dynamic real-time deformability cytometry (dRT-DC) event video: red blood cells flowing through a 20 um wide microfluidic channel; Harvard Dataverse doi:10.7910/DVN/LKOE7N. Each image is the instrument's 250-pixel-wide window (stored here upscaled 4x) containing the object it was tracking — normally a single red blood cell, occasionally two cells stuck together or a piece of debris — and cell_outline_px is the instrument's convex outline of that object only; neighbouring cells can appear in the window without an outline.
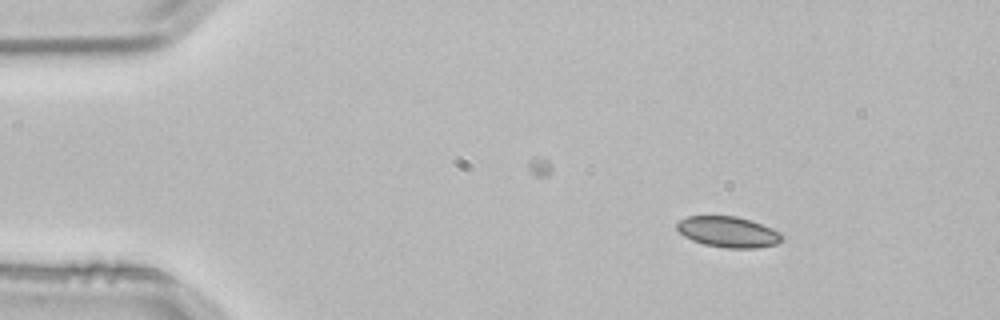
{"species": "common noctule bat (a hibernating species)", "species_latin": "Nyctalus noctula", "temperature_condition": "room temperature", "stored_images_in_passage": 3, "segment_of_instrument_passage": [1, 2], "camera_frame_rate_fps": 3000, "um_per_image_px": 0.085, "animal": {"sex": "male", "body_mass_g": 21.5, "forearm_length_mm": 52.0}, "frame": {"image": 1, "passage_image": 1, "time_ms": 0.0, "image_size_px": [1000, 320], "cell_outline_px": [[784, 236], [776, 244], [756, 248], [724, 248], [704, 244], [692, 240], [684, 236], [676, 228], [676, 224], [680, 220], [688, 216], [736, 216], [772, 228], [780, 232]], "centroid_in_image_um": [61.88, 19.72], "position_along_channel_um": 23.1, "area_um2": 18.73}}